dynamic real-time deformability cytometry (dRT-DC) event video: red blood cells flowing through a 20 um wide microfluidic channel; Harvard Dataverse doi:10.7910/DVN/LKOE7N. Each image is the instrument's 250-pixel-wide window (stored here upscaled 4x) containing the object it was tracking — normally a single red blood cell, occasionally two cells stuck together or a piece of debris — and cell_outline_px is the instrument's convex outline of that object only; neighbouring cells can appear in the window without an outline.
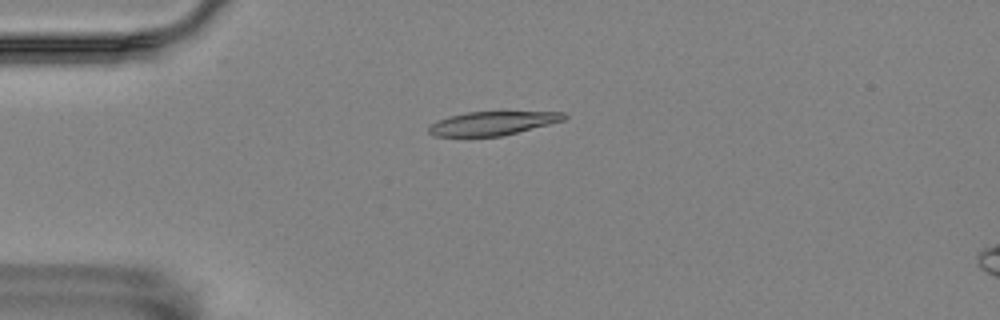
{"species": "Egyptian fruit bat (a non-hibernating species)", "species_latin": "Rousettus aegyptiacus", "temperature_condition": "room temperature", "stored_images_in_passage": 6, "camera_frame_rate_fps": 3000, "um_per_image_px": 0.085, "animal": {"sex": "female"}, "frame": {"image": 1, "passage_image": 4, "time_ms": 1.0, "image_size_px": [1000, 320], "cell_outline_px": [[568, 116], [564, 120], [500, 136], [468, 140], [436, 136], [428, 132], [428, 128], [436, 120], [448, 116], [468, 112], [564, 112]], "centroid_in_image_um": [41.73, 10.53], "position_along_channel_um": 43.3, "area_um2": 19.31}}